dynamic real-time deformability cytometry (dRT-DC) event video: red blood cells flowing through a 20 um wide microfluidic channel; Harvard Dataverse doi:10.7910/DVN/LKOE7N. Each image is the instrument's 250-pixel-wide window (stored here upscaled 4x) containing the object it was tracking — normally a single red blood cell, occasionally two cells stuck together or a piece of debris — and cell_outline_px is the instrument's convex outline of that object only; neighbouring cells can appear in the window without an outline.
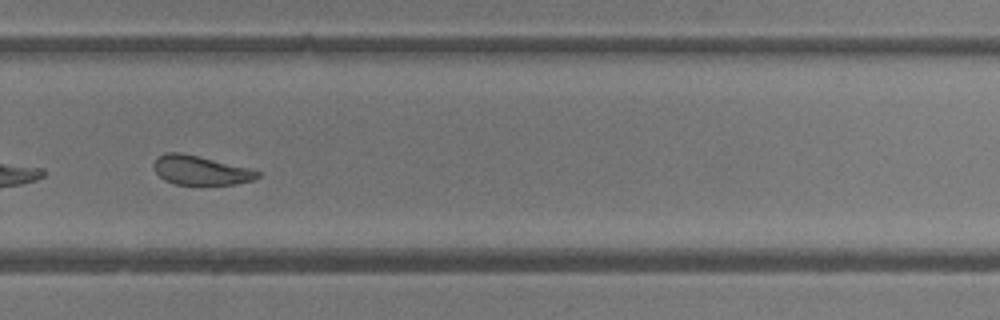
{"species": "common noctule bat (a hibernating species)", "species_latin": "Nyctalus noctula", "temperature_condition": "room temperature", "stored_images_in_passage": 48, "camera_frame_rate_fps": 3000, "um_per_image_px": 0.085, "animal": {"sex": "female"}, "frame": {"image": 1, "passage_image": 34, "time_ms": 11.0, "image_size_px": [1000, 320], "cell_outline_px": [[260, 176], [256, 180], [236, 184], [176, 184], [164, 180], [152, 168], [152, 164], [156, 156], [168, 152], [180, 152], [248, 168], [260, 172]], "centroid_in_image_um": [17.01, 14.47], "position_along_channel_um": 312.8, "area_um2": 17.57}, "authors_computed_cell_mechanics": {"area_um2": 20.1722, "velocity_mm_per_s": 4.1249, "shape_relaxation_time_tau1_ms": 10.7333, "shape_relaxation_time_tau2_ms": 3.8156, "deformation_change_tau1": 0.1789, "deformation_change_tau2": 0.1171}}